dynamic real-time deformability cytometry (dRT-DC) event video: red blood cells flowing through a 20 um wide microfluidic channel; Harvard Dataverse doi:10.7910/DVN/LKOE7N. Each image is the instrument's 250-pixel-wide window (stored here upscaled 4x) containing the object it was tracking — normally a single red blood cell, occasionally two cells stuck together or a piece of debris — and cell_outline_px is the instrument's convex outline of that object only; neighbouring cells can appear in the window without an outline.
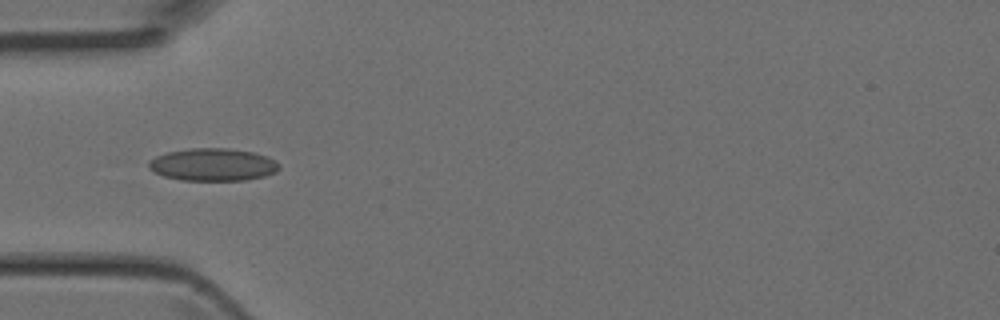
{"species": "Egyptian fruit bat (a non-hibernating species)", "species_latin": "Rousettus aegyptiacus", "temperature_condition": "room temperature", "stored_images_in_passage": 4, "camera_frame_rate_fps": 3000, "um_per_image_px": 0.085, "animal": {"sex": "female"}, "frame": {"image": 1, "passage_image": 3, "time_ms": 0.667, "image_size_px": [1000, 320], "cell_outline_px": [[280, 168], [276, 172], [264, 176], [244, 180], [180, 180], [164, 176], [148, 168], [148, 160], [156, 156], [168, 152], [192, 148], [228, 148], [252, 152], [268, 156], [280, 164]], "centroid_in_image_um": [18.1, 13.99], "position_along_channel_um": 66.9, "area_um2": 24.74}}
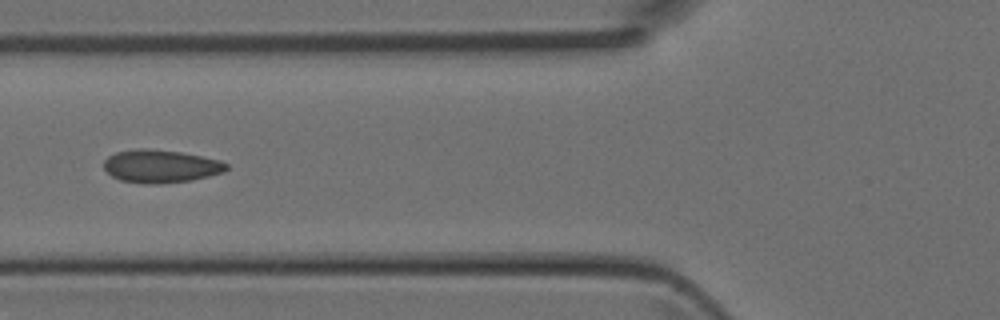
{"frame": {"image": 2, "passage_image": 4, "time_ms": 1.0, "image_size_px": [1000, 320], "cell_outline_px": [[228, 168], [224, 172], [192, 180], [160, 184], [144, 184], [120, 180], [112, 176], [104, 168], [104, 160], [108, 156], [116, 152], [136, 148], [144, 148], [180, 152], [220, 160], [228, 164]], "centroid_in_image_um": [13.65, 14.13], "position_along_channel_um": 112.2, "area_um2": 23.58}}